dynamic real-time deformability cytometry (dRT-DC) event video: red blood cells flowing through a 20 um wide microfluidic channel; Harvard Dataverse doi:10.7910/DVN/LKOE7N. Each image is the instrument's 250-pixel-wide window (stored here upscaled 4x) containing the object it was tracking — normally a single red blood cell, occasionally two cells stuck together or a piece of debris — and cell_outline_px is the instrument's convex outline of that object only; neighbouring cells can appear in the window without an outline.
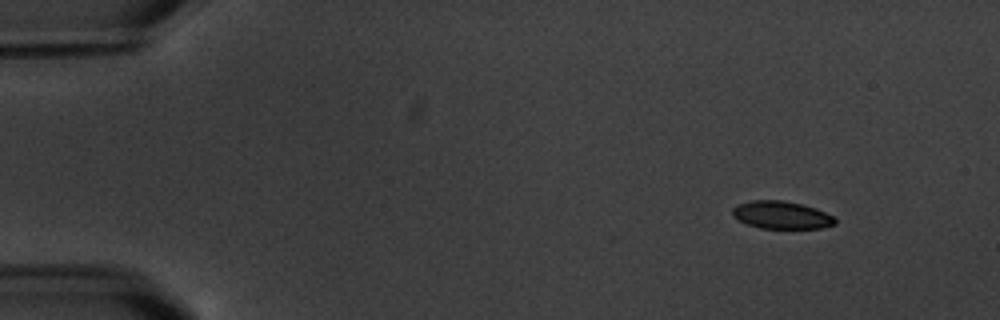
{"species": "common noctule bat (a hibernating species)", "species_latin": "Nyctalus noctula", "temperature_condition": "warm", "stored_images_in_passage": 16, "camera_frame_rate_fps": 3000, "um_per_image_px": 0.085, "animal": {"sex": "male", "body_mass_g": 20.1, "forearm_length_mm": 53.5}, "frame": {"image": 1, "passage_image": 1, "time_ms": 0.0, "image_size_px": [1000, 320], "cell_outline_px": [[836, 224], [820, 228], [760, 228], [748, 224], [732, 216], [732, 208], [736, 204], [752, 200], [784, 200], [804, 204], [816, 208], [836, 216]], "centroid_in_image_um": [66.45, 18.26], "position_along_channel_um": 18.5, "area_um2": 16.76}}
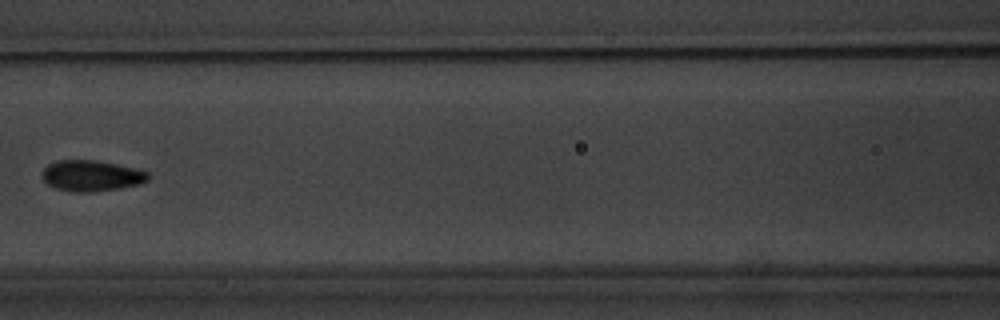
{"frame": {"image": 2, "passage_image": 7, "time_ms": 7.0, "image_size_px": [1000, 320], "cell_outline_px": [[148, 180], [140, 184], [120, 188], [92, 192], [72, 192], [56, 188], [48, 184], [44, 180], [40, 172], [48, 164], [56, 160], [96, 160], [116, 164], [148, 172]], "centroid_in_image_um": [7.73, 14.94], "position_along_channel_um": 158.9, "area_um2": 19.07}}
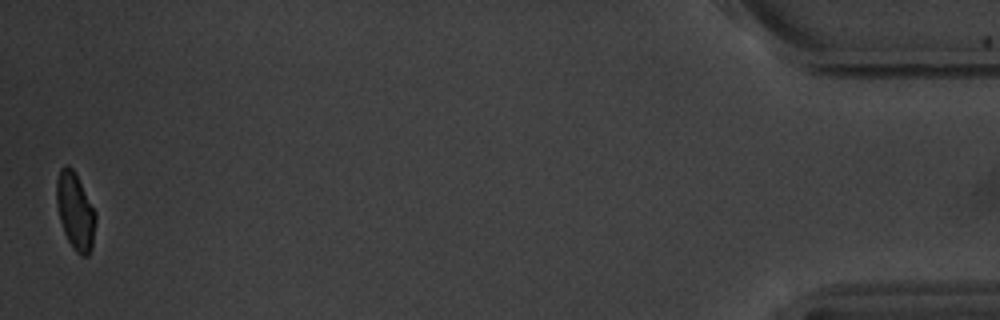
{"frame": {"image": 3, "passage_image": 16, "time_ms": 17.333, "image_size_px": [1000, 320], "cell_outline_px": [[96, 220], [92, 248], [88, 256], [80, 256], [72, 248], [64, 232], [60, 220], [56, 204], [56, 180], [60, 168], [68, 164], [72, 168], [96, 212]], "centroid_in_image_um": [6.39, 17.98], "position_along_channel_um": 428.8, "area_um2": 17.57}, "authors_computed_cell_mechanics": {"area_um2": 18.1492, "velocity_mm_per_s": 3.469, "shape_relaxation_time_tau1_ms": 3.4982, "shape_relaxation_time_tau2_ms": null, "deformation_change_tau1": 0.1075, "deformation_change_tau2": null}}